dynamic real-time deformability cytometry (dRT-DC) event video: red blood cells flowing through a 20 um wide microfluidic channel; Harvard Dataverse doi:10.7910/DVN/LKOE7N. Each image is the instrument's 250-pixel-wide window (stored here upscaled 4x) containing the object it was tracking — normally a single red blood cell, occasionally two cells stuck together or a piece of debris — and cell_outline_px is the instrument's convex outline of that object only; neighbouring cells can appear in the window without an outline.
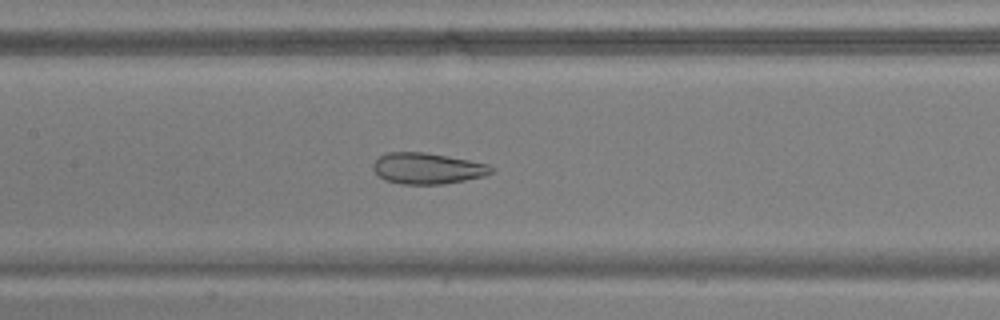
{"species": "common noctule bat (a hibernating species)", "species_latin": "Nyctalus noctula", "temperature_condition": "warm", "stored_images_in_passage": 50, "camera_frame_rate_fps": 3000, "um_per_image_px": 0.085, "animal": {"sex": "male", "body_mass_g": 17.9, "forearm_length_mm": 54.2}, "frame": {"image": 1, "passage_image": 21, "time_ms": 6.667, "image_size_px": [1000, 320], "cell_outline_px": [[496, 168], [492, 172], [484, 176], [444, 184], [400, 184], [384, 180], [372, 168], [372, 164], [380, 156], [388, 152], [424, 152], [468, 160], [488, 164]], "centroid_in_image_um": [36.33, 14.32], "position_along_channel_um": 171.1, "area_um2": 21.33}}
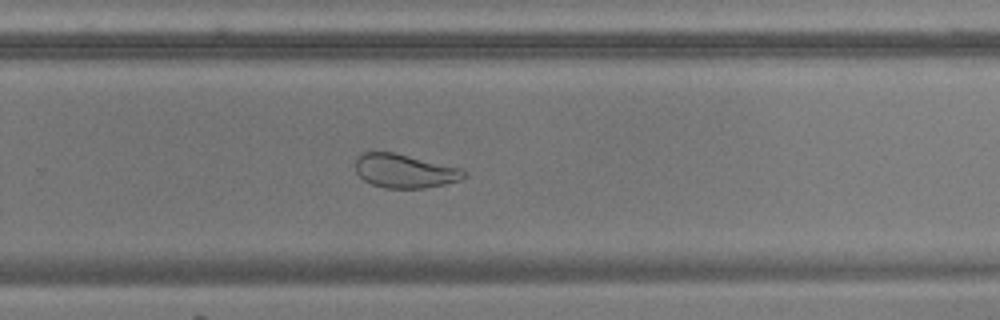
{"frame": {"image": 2, "passage_image": 31, "time_ms": 10.0, "image_size_px": [1000, 320], "cell_outline_px": [[464, 176], [460, 180], [444, 184], [424, 188], [384, 188], [372, 184], [364, 180], [356, 172], [356, 156], [360, 152], [392, 152], [460, 168], [464, 172]], "centroid_in_image_um": [34.33, 14.53], "position_along_channel_um": 295.5, "area_um2": 21.1}}
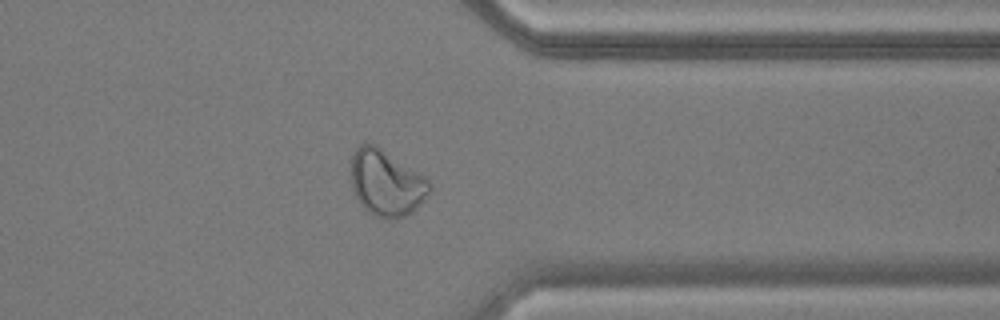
{"frame": {"image": 3, "passage_image": 38, "time_ms": 12.333, "image_size_px": [1000, 320], "cell_outline_px": [[432, 188], [424, 200], [412, 212], [396, 220], [384, 220], [368, 212], [360, 204], [352, 188], [352, 152], [360, 144], [376, 144], [424, 176], [432, 184]], "centroid_in_image_um": [32.84, 15.57], "position_along_channel_um": 378.6, "area_um2": 30.35}, "authors_computed_cell_mechanics": {"area_um2": 29.4491, "velocity_mm_per_s": 3.7452, "shape_relaxation_time_tau1_ms": null, "shape_relaxation_time_tau2_ms": 1.1174, "deformation_change_tau1": null, "deformation_change_tau2": 0.082}}